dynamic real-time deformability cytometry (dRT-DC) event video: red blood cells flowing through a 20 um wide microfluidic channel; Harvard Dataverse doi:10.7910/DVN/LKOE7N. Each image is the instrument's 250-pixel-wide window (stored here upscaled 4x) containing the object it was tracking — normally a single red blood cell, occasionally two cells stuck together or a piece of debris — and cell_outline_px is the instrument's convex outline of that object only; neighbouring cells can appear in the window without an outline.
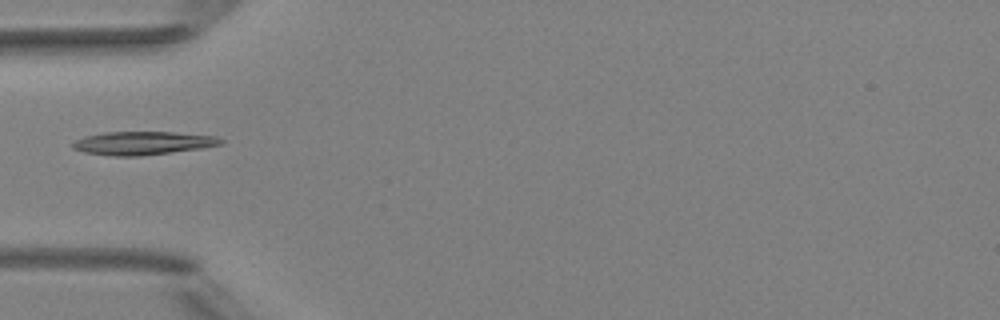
{"species": "Egyptian fruit bat (a non-hibernating species)", "species_latin": "Rousettus aegyptiacus", "temperature_condition": "room temperature", "stored_images_in_passage": 1, "camera_frame_rate_fps": 3000, "um_per_image_px": 0.085, "animal": {"sex": "female"}, "frame": {"image": 1, "passage_image": 1, "time_ms": 0.0, "image_size_px": [1000, 320], "cell_outline_px": [[224, 144], [200, 148], [172, 152], [140, 156], [112, 156], [84, 152], [72, 148], [72, 144], [76, 140], [84, 136], [104, 132], [172, 132], [216, 136], [224, 140]], "centroid_in_image_um": [12.14, 12.16], "position_along_channel_um": 72.9, "area_um2": 20.11}}